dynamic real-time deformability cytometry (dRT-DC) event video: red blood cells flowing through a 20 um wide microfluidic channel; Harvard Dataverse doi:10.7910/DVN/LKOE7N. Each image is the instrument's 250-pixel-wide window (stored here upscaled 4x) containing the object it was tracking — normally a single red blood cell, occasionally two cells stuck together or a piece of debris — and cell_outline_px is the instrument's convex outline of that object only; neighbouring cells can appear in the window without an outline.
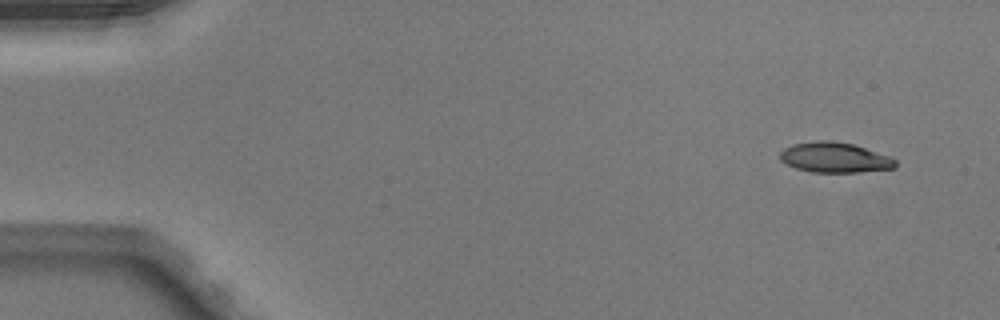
{"species": "Egyptian fruit bat (a non-hibernating species)", "species_latin": "Rousettus aegyptiacus", "temperature_condition": "warm", "stored_images_in_passage": 47, "camera_frame_rate_fps": 3000, "um_per_image_px": 0.085, "animal": {"sex": "male"}, "frame": {"image": 1, "passage_image": 1, "time_ms": 0.0, "image_size_px": [1000, 320], "cell_outline_px": [[896, 168], [860, 172], [812, 172], [796, 168], [780, 160], [780, 152], [784, 148], [792, 144], [816, 140], [832, 140], [852, 144], [888, 156], [896, 160]], "centroid_in_image_um": [70.93, 13.38], "position_along_channel_um": 14.1, "area_um2": 20.23}}
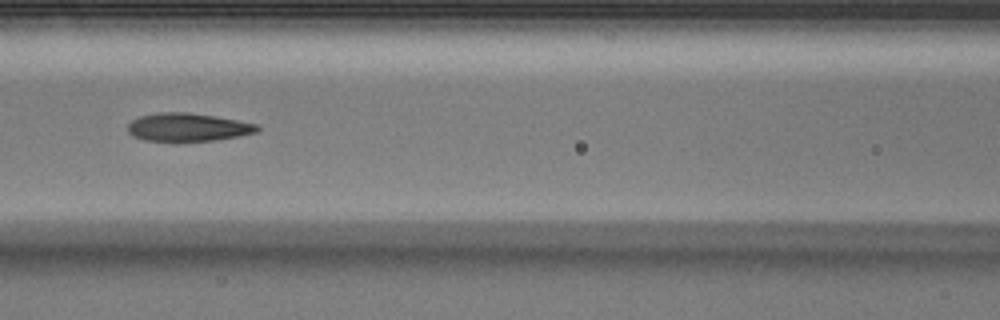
{"frame": {"image": 2, "passage_image": 20, "time_ms": 6.333, "image_size_px": [1000, 320], "cell_outline_px": [[260, 128], [256, 132], [240, 136], [216, 140], [176, 144], [172, 144], [144, 140], [132, 136], [128, 132], [128, 124], [132, 120], [140, 116], [156, 112], [188, 112], [216, 116], [260, 124]], "centroid_in_image_um": [15.95, 10.85], "position_along_channel_um": 150.7, "area_um2": 22.31}}
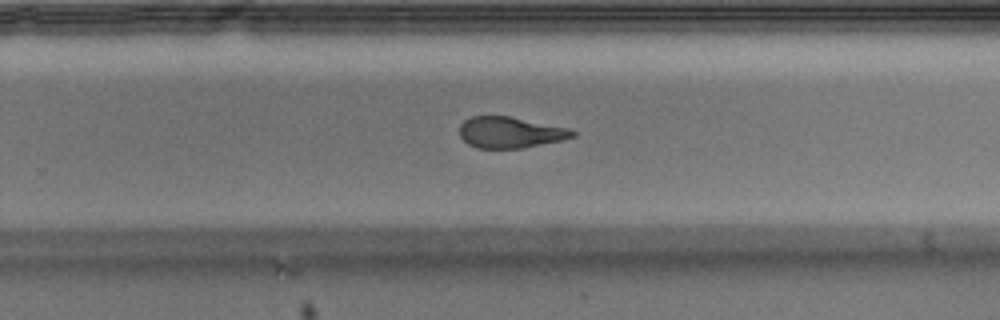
{"frame": {"image": 3, "passage_image": 30, "time_ms": 9.667, "image_size_px": [1000, 320], "cell_outline_px": [[576, 136], [560, 140], [520, 148], [476, 148], [468, 144], [460, 136], [460, 124], [464, 120], [472, 116], [508, 116], [568, 128], [576, 132]], "centroid_in_image_um": [43.33, 11.25], "position_along_channel_um": 286.5, "area_um2": 20.23}, "authors_computed_cell_mechanics": {"area_um2": 22.1374, "velocity_mm_per_s": 4.087, "shape_relaxation_time_tau1_ms": 4.2527, "shape_relaxation_time_tau2_ms": 2.1264, "deformation_change_tau1": 0.1677, "deformation_change_tau2": 0.112}}